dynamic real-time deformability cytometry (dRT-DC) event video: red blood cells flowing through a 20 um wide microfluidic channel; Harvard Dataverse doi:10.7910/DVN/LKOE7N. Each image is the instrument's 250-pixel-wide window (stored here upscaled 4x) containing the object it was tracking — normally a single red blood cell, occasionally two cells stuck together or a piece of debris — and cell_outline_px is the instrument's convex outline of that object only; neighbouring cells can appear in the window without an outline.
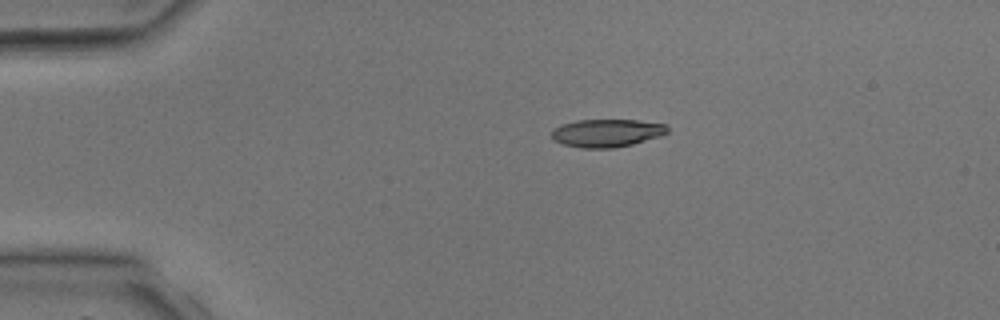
{"species": "common noctule bat (a hibernating species)", "species_latin": "Nyctalus noctula", "temperature_condition": "room temperature", "stored_images_in_passage": 2, "camera_frame_rate_fps": 3000, "um_per_image_px": 0.085, "animal": {"sex": "male", "body_mass_g": 17.9, "forearm_length_mm": 54.2}, "frame": {"image": 1, "passage_image": 1, "time_ms": 0.0, "image_size_px": [1000, 320], "cell_outline_px": [[668, 132], [660, 136], [632, 144], [612, 148], [580, 148], [564, 144], [556, 140], [552, 136], [552, 128], [560, 124], [576, 120], [636, 120], [668, 124]], "centroid_in_image_um": [51.58, 11.29], "position_along_channel_um": 33.4, "area_um2": 18.84}}